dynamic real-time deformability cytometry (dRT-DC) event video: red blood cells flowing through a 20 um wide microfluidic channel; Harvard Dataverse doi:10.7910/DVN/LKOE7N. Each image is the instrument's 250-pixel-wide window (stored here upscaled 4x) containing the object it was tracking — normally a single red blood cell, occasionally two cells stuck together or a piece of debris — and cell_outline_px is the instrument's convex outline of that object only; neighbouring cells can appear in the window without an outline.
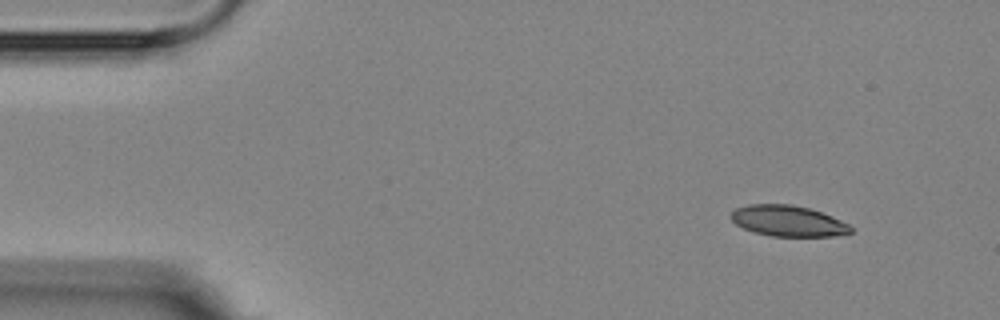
{"species": "Egyptian fruit bat (a non-hibernating species)", "species_latin": "Rousettus aegyptiacus", "temperature_condition": "room temperature", "stored_images_in_passage": 1, "camera_frame_rate_fps": 3000, "um_per_image_px": 0.085, "animal": {"sex": "female"}, "frame": {"image": 1, "passage_image": 1, "time_ms": 0.0, "image_size_px": [1000, 320], "cell_outline_px": [[852, 232], [832, 236], [772, 236], [756, 232], [744, 228], [736, 224], [728, 216], [736, 208], [748, 204], [792, 204], [808, 208], [832, 216], [848, 224], [852, 228]], "centroid_in_image_um": [66.96, 18.77], "position_along_channel_um": 18.0, "area_um2": 21.39}}